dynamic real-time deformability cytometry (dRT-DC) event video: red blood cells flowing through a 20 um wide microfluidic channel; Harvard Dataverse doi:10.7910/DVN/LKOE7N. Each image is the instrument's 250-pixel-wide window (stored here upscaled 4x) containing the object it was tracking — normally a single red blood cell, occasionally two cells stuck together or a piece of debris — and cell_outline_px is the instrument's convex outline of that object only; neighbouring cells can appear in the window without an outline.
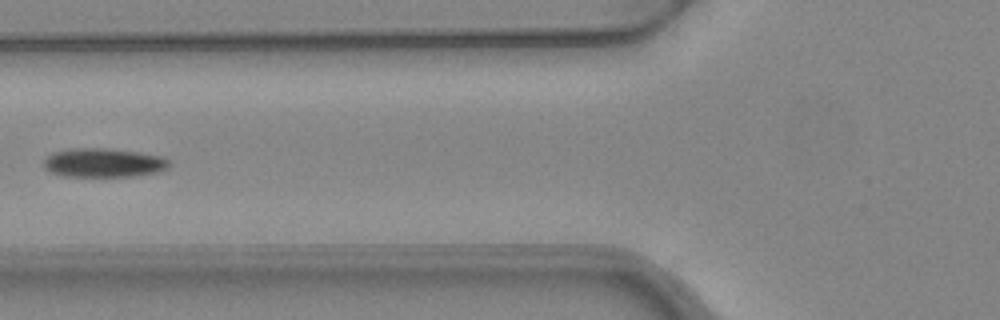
{"species": "common noctule bat (a hibernating species)", "species_latin": "Nyctalus noctula", "temperature_condition": "warm", "stored_images_in_passage": 4, "camera_frame_rate_fps": 3000, "um_per_image_px": 0.085, "animal": {"sex": "female", "body_mass_g": 24.6, "forearm_length_mm": 56.2}, "frame": {"image": 1, "passage_image": 4, "time_ms": 1.0, "image_size_px": [1000, 320], "cell_outline_px": [[168, 168], [156, 172], [136, 176], [64, 176], [52, 172], [44, 168], [44, 160], [52, 152], [72, 148], [104, 148], [140, 152], [164, 156], [168, 160]], "centroid_in_image_um": [8.81, 13.82], "position_along_channel_um": 117.0, "area_um2": 21.15}}